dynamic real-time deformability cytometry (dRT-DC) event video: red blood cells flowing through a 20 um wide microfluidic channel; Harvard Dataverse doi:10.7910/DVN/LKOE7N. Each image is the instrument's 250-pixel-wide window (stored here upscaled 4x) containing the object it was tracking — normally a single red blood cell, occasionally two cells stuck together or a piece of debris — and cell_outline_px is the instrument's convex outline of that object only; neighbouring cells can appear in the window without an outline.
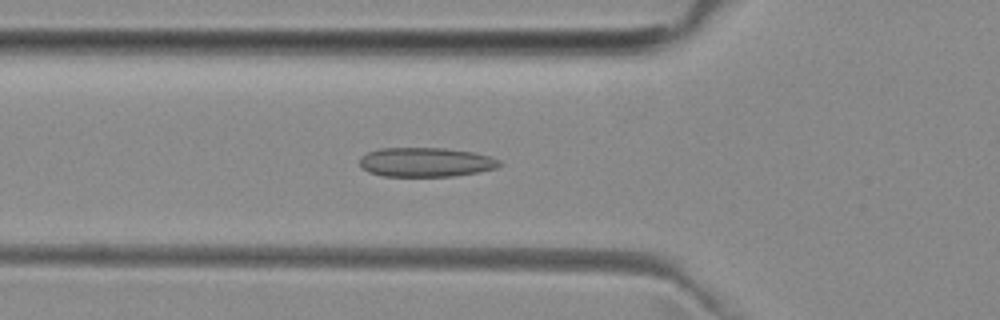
{"species": "common noctule bat (a hibernating species)", "species_latin": "Nyctalus noctula", "temperature_condition": "room temperature", "stored_images_in_passage": 39, "camera_frame_rate_fps": 3000, "um_per_image_px": 0.085, "animal": {"sex": "female", "body_mass_g": 29.2, "forearm_length_mm": 56.3}, "frame": {"image": 1, "passage_image": 5, "time_ms": 1.333, "image_size_px": [1000, 320], "cell_outline_px": [[504, 164], [496, 168], [476, 172], [452, 176], [384, 176], [368, 172], [360, 168], [360, 156], [368, 152], [380, 148], [444, 148], [472, 152], [492, 156], [500, 160]], "centroid_in_image_um": [36.19, 13.78], "position_along_channel_um": 89.6, "area_um2": 23.99}}
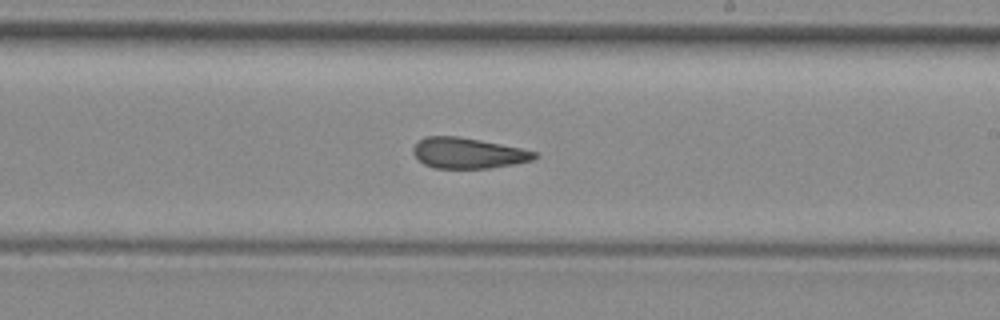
{"frame": {"image": 2, "passage_image": 17, "time_ms": 5.333, "image_size_px": [1000, 320], "cell_outline_px": [[540, 156], [532, 160], [492, 168], [436, 168], [424, 164], [412, 152], [412, 148], [420, 140], [428, 136], [456, 136], [480, 140], [520, 148], [536, 152]], "centroid_in_image_um": [39.79, 13.02], "position_along_channel_um": 249.2, "area_um2": 21.44}}
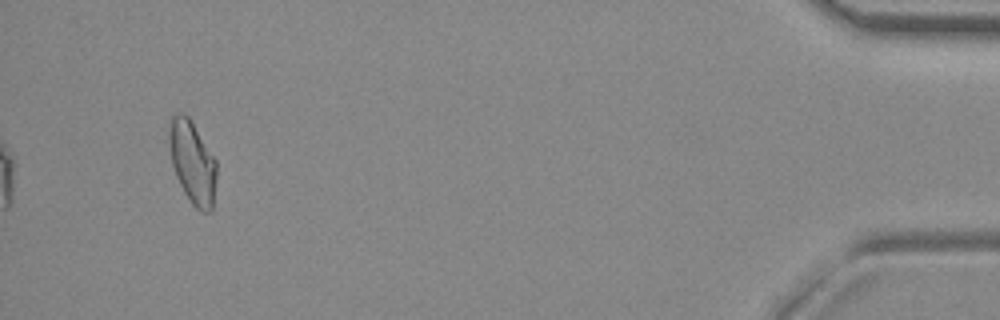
{"frame": {"image": 3, "passage_image": 36, "time_ms": 11.667, "image_size_px": [1000, 320], "cell_outline_px": [[216, 176], [212, 212], [200, 212], [192, 204], [184, 192], [176, 176], [172, 164], [168, 140], [168, 128], [172, 116], [176, 112], [184, 112], [188, 116], [216, 160]], "centroid_in_image_um": [16.34, 13.79], "position_along_channel_um": 418.9, "area_um2": 22.89}, "authors_computed_cell_mechanics": {"area_um2": 22.4842, "velocity_mm_per_s": 3.9859, "shape_relaxation_time_tau1_ms": null, "shape_relaxation_time_tau2_ms": 2.7334, "deformation_change_tau1": null, "deformation_change_tau2": 0.1036}}